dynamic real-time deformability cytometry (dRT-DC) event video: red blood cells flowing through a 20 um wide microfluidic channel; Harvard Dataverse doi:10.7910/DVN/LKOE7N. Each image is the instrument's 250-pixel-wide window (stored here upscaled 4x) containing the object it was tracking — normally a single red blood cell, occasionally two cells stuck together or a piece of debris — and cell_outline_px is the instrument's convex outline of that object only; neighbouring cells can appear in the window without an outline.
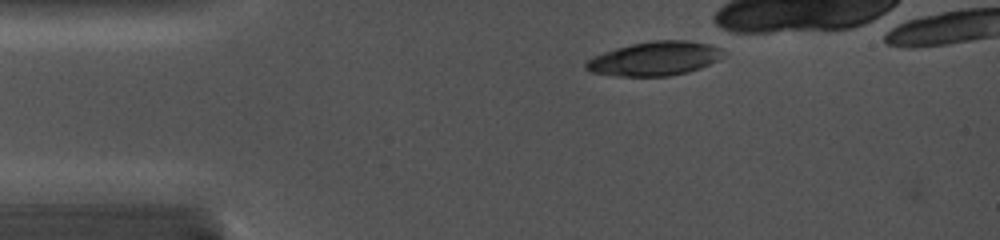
{"species": "common noctule bat (a hibernating species)", "species_latin": "Nyctalus noctula", "temperature_condition": "cold", "stored_images_in_passage": 6, "camera_frame_rate_fps": 5000, "um_per_image_px": 0.085, "animal": {"sex": "female", "body_mass_g": 19.0, "forearm_length_mm": 56.7}, "frame": {"image": 1, "passage_image": 1, "time_ms": 0.0, "image_size_px": [1000, 240], "cell_outline_px": [[728, 56], [720, 60], [700, 68], [688, 72], [668, 76], [616, 76], [592, 72], [584, 68], [584, 64], [592, 56], [616, 48], [632, 44], [652, 40], [688, 40], [708, 44], [720, 48], [728, 52]], "centroid_in_image_um": [55.71, 4.98], "position_along_channel_um": 29.3, "area_um2": 27.57}}